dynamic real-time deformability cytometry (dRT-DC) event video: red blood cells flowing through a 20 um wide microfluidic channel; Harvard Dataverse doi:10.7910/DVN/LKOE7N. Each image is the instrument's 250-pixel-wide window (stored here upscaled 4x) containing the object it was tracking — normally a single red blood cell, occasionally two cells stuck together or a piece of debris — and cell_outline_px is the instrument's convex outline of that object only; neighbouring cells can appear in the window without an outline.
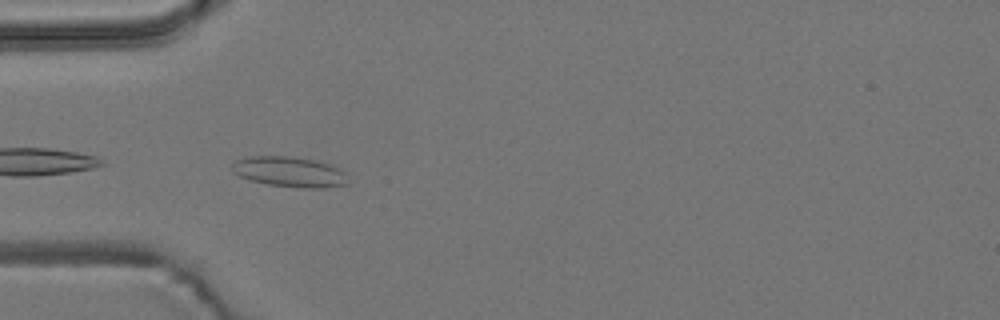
{"species": "common noctule bat (a hibernating species)", "species_latin": "Nyctalus noctula", "temperature_condition": "room temperature", "stored_images_in_passage": 6, "camera_frame_rate_fps": 3000, "um_per_image_px": 0.085, "animal": {"sex": "male", "body_mass_g": 19.2, "forearm_length_mm": 51.8}, "frame": {"image": 1, "passage_image": 5, "time_ms": 5.0, "image_size_px": [1000, 320], "cell_outline_px": [[348, 184], [324, 188], [300, 188], [268, 184], [252, 180], [240, 176], [232, 172], [232, 164], [236, 160], [248, 156], [296, 156], [316, 160], [328, 164], [344, 172]], "centroid_in_image_um": [24.59, 14.6], "position_along_channel_um": 60.4, "area_um2": 20.46}}